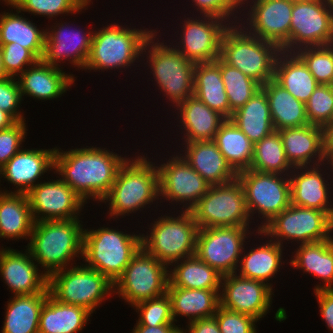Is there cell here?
<instances>
[{"label": "cell", "instance_id": "cell-1", "mask_svg": "<svg viewBox=\"0 0 333 333\" xmlns=\"http://www.w3.org/2000/svg\"><path fill=\"white\" fill-rule=\"evenodd\" d=\"M56 149L54 170L87 204V199L100 201L108 195L119 168L128 158H123L101 147Z\"/></svg>", "mask_w": 333, "mask_h": 333}, {"label": "cell", "instance_id": "cell-2", "mask_svg": "<svg viewBox=\"0 0 333 333\" xmlns=\"http://www.w3.org/2000/svg\"><path fill=\"white\" fill-rule=\"evenodd\" d=\"M79 218L35 222L27 250L48 276L82 258L84 229ZM78 255V256H77Z\"/></svg>", "mask_w": 333, "mask_h": 333}, {"label": "cell", "instance_id": "cell-3", "mask_svg": "<svg viewBox=\"0 0 333 333\" xmlns=\"http://www.w3.org/2000/svg\"><path fill=\"white\" fill-rule=\"evenodd\" d=\"M147 158L145 154L134 160L128 158L119 168L110 192L102 200L109 202L110 217L130 215L159 199V171Z\"/></svg>", "mask_w": 333, "mask_h": 333}, {"label": "cell", "instance_id": "cell-4", "mask_svg": "<svg viewBox=\"0 0 333 333\" xmlns=\"http://www.w3.org/2000/svg\"><path fill=\"white\" fill-rule=\"evenodd\" d=\"M280 52L276 44L248 33L237 23L230 25L223 35L220 59L263 85L274 79Z\"/></svg>", "mask_w": 333, "mask_h": 333}, {"label": "cell", "instance_id": "cell-5", "mask_svg": "<svg viewBox=\"0 0 333 333\" xmlns=\"http://www.w3.org/2000/svg\"><path fill=\"white\" fill-rule=\"evenodd\" d=\"M97 30L93 33L85 70L129 68L143 55L146 41L157 32L147 28H125L117 23Z\"/></svg>", "mask_w": 333, "mask_h": 333}, {"label": "cell", "instance_id": "cell-6", "mask_svg": "<svg viewBox=\"0 0 333 333\" xmlns=\"http://www.w3.org/2000/svg\"><path fill=\"white\" fill-rule=\"evenodd\" d=\"M142 247V235L127 234L103 226L84 230L85 265L106 276L113 284ZM88 263V264H87Z\"/></svg>", "mask_w": 333, "mask_h": 333}, {"label": "cell", "instance_id": "cell-7", "mask_svg": "<svg viewBox=\"0 0 333 333\" xmlns=\"http://www.w3.org/2000/svg\"><path fill=\"white\" fill-rule=\"evenodd\" d=\"M154 32L146 41L143 52L148 53L147 63L152 70L153 78L161 92L174 106L185 102L194 96V68L195 63L189 61L183 54L155 38ZM151 45V46H150ZM148 47V48H147ZM146 50H148L146 52Z\"/></svg>", "mask_w": 333, "mask_h": 333}, {"label": "cell", "instance_id": "cell-8", "mask_svg": "<svg viewBox=\"0 0 333 333\" xmlns=\"http://www.w3.org/2000/svg\"><path fill=\"white\" fill-rule=\"evenodd\" d=\"M182 212L177 217H159L150 234H142V247L167 266L196 253L198 224L190 211Z\"/></svg>", "mask_w": 333, "mask_h": 333}, {"label": "cell", "instance_id": "cell-9", "mask_svg": "<svg viewBox=\"0 0 333 333\" xmlns=\"http://www.w3.org/2000/svg\"><path fill=\"white\" fill-rule=\"evenodd\" d=\"M48 291L61 303L81 306L93 313L106 296L113 294L114 284L97 270L81 264L50 274Z\"/></svg>", "mask_w": 333, "mask_h": 333}, {"label": "cell", "instance_id": "cell-10", "mask_svg": "<svg viewBox=\"0 0 333 333\" xmlns=\"http://www.w3.org/2000/svg\"><path fill=\"white\" fill-rule=\"evenodd\" d=\"M332 231L333 212L291 204L256 233L282 245L285 240L306 244L331 239Z\"/></svg>", "mask_w": 333, "mask_h": 333}, {"label": "cell", "instance_id": "cell-11", "mask_svg": "<svg viewBox=\"0 0 333 333\" xmlns=\"http://www.w3.org/2000/svg\"><path fill=\"white\" fill-rule=\"evenodd\" d=\"M199 229L223 226L250 227L245 194L236 178L224 184L212 185L190 210Z\"/></svg>", "mask_w": 333, "mask_h": 333}, {"label": "cell", "instance_id": "cell-12", "mask_svg": "<svg viewBox=\"0 0 333 333\" xmlns=\"http://www.w3.org/2000/svg\"><path fill=\"white\" fill-rule=\"evenodd\" d=\"M288 178L289 175L282 176V174L251 169L237 173V179L244 190L250 219L258 212L264 220L257 231L291 205L290 179Z\"/></svg>", "mask_w": 333, "mask_h": 333}, {"label": "cell", "instance_id": "cell-13", "mask_svg": "<svg viewBox=\"0 0 333 333\" xmlns=\"http://www.w3.org/2000/svg\"><path fill=\"white\" fill-rule=\"evenodd\" d=\"M168 267L143 247L130 260L114 283L117 293L132 307L145 300L164 295L169 283Z\"/></svg>", "mask_w": 333, "mask_h": 333}, {"label": "cell", "instance_id": "cell-14", "mask_svg": "<svg viewBox=\"0 0 333 333\" xmlns=\"http://www.w3.org/2000/svg\"><path fill=\"white\" fill-rule=\"evenodd\" d=\"M333 44V9L323 0L294 1L290 40L281 51L295 53L304 47Z\"/></svg>", "mask_w": 333, "mask_h": 333}, {"label": "cell", "instance_id": "cell-15", "mask_svg": "<svg viewBox=\"0 0 333 333\" xmlns=\"http://www.w3.org/2000/svg\"><path fill=\"white\" fill-rule=\"evenodd\" d=\"M249 227L221 226L199 229L196 255L222 276L236 273Z\"/></svg>", "mask_w": 333, "mask_h": 333}, {"label": "cell", "instance_id": "cell-16", "mask_svg": "<svg viewBox=\"0 0 333 333\" xmlns=\"http://www.w3.org/2000/svg\"><path fill=\"white\" fill-rule=\"evenodd\" d=\"M167 163L157 166L159 171V196L167 201H176L190 211L207 193L211 186L188 162L182 154L169 158Z\"/></svg>", "mask_w": 333, "mask_h": 333}, {"label": "cell", "instance_id": "cell-17", "mask_svg": "<svg viewBox=\"0 0 333 333\" xmlns=\"http://www.w3.org/2000/svg\"><path fill=\"white\" fill-rule=\"evenodd\" d=\"M246 1V2H245ZM254 3H253V2ZM250 3L246 24H241L248 33L276 44L280 49L290 40L293 0H241V7ZM243 4V5H242ZM253 6H252V5Z\"/></svg>", "mask_w": 333, "mask_h": 333}, {"label": "cell", "instance_id": "cell-18", "mask_svg": "<svg viewBox=\"0 0 333 333\" xmlns=\"http://www.w3.org/2000/svg\"><path fill=\"white\" fill-rule=\"evenodd\" d=\"M26 195L35 222L79 218L85 205L82 198L61 178L37 182Z\"/></svg>", "mask_w": 333, "mask_h": 333}, {"label": "cell", "instance_id": "cell-19", "mask_svg": "<svg viewBox=\"0 0 333 333\" xmlns=\"http://www.w3.org/2000/svg\"><path fill=\"white\" fill-rule=\"evenodd\" d=\"M199 18H185L181 27V40L174 47L195 64L213 62L220 58L221 41L230 26L226 21L212 16H201V20Z\"/></svg>", "mask_w": 333, "mask_h": 333}, {"label": "cell", "instance_id": "cell-20", "mask_svg": "<svg viewBox=\"0 0 333 333\" xmlns=\"http://www.w3.org/2000/svg\"><path fill=\"white\" fill-rule=\"evenodd\" d=\"M221 287L220 306L225 309L251 315L259 320L271 308L274 292L266 283L239 276L236 272L223 276Z\"/></svg>", "mask_w": 333, "mask_h": 333}, {"label": "cell", "instance_id": "cell-21", "mask_svg": "<svg viewBox=\"0 0 333 333\" xmlns=\"http://www.w3.org/2000/svg\"><path fill=\"white\" fill-rule=\"evenodd\" d=\"M65 24V25H64ZM55 23L51 30L46 28L44 51L41 60L52 66L60 67L67 60L74 67L84 69L92 44L93 31L71 29L69 23ZM70 29V30H69ZM50 30V31H49ZM60 63V65L58 64Z\"/></svg>", "mask_w": 333, "mask_h": 333}, {"label": "cell", "instance_id": "cell-22", "mask_svg": "<svg viewBox=\"0 0 333 333\" xmlns=\"http://www.w3.org/2000/svg\"><path fill=\"white\" fill-rule=\"evenodd\" d=\"M40 271L27 249L0 248V273L14 295L49 293L48 275Z\"/></svg>", "mask_w": 333, "mask_h": 333}, {"label": "cell", "instance_id": "cell-23", "mask_svg": "<svg viewBox=\"0 0 333 333\" xmlns=\"http://www.w3.org/2000/svg\"><path fill=\"white\" fill-rule=\"evenodd\" d=\"M56 148L52 149H20L1 169V178L14 186L13 193L27 194L34 186L36 180L44 173L54 169V156ZM50 168V169H49ZM35 183V184H34Z\"/></svg>", "mask_w": 333, "mask_h": 333}, {"label": "cell", "instance_id": "cell-24", "mask_svg": "<svg viewBox=\"0 0 333 333\" xmlns=\"http://www.w3.org/2000/svg\"><path fill=\"white\" fill-rule=\"evenodd\" d=\"M320 165L324 164L294 167L289 173L292 205L333 212L329 182L323 177L326 170L321 173Z\"/></svg>", "mask_w": 333, "mask_h": 333}, {"label": "cell", "instance_id": "cell-25", "mask_svg": "<svg viewBox=\"0 0 333 333\" xmlns=\"http://www.w3.org/2000/svg\"><path fill=\"white\" fill-rule=\"evenodd\" d=\"M28 68L16 78L22 99L24 95L37 100L59 98L76 80L73 74L68 75L61 68L44 63L42 60H38Z\"/></svg>", "mask_w": 333, "mask_h": 333}, {"label": "cell", "instance_id": "cell-26", "mask_svg": "<svg viewBox=\"0 0 333 333\" xmlns=\"http://www.w3.org/2000/svg\"><path fill=\"white\" fill-rule=\"evenodd\" d=\"M278 132L286 158L293 167L325 164L321 127L308 124L280 129Z\"/></svg>", "mask_w": 333, "mask_h": 333}, {"label": "cell", "instance_id": "cell-27", "mask_svg": "<svg viewBox=\"0 0 333 333\" xmlns=\"http://www.w3.org/2000/svg\"><path fill=\"white\" fill-rule=\"evenodd\" d=\"M182 157L211 186L228 183L237 178V173L228 164L214 140L185 142Z\"/></svg>", "mask_w": 333, "mask_h": 333}, {"label": "cell", "instance_id": "cell-28", "mask_svg": "<svg viewBox=\"0 0 333 333\" xmlns=\"http://www.w3.org/2000/svg\"><path fill=\"white\" fill-rule=\"evenodd\" d=\"M176 109L180 110V129L186 131L182 138L185 142L214 140L219 128L227 120L195 96L189 97Z\"/></svg>", "mask_w": 333, "mask_h": 333}, {"label": "cell", "instance_id": "cell-29", "mask_svg": "<svg viewBox=\"0 0 333 333\" xmlns=\"http://www.w3.org/2000/svg\"><path fill=\"white\" fill-rule=\"evenodd\" d=\"M34 224L27 195L0 190V238L28 239Z\"/></svg>", "mask_w": 333, "mask_h": 333}, {"label": "cell", "instance_id": "cell-30", "mask_svg": "<svg viewBox=\"0 0 333 333\" xmlns=\"http://www.w3.org/2000/svg\"><path fill=\"white\" fill-rule=\"evenodd\" d=\"M294 253L289 262L290 266L324 281L323 285H316L314 291L333 289V237L320 242L300 244Z\"/></svg>", "mask_w": 333, "mask_h": 333}, {"label": "cell", "instance_id": "cell-31", "mask_svg": "<svg viewBox=\"0 0 333 333\" xmlns=\"http://www.w3.org/2000/svg\"><path fill=\"white\" fill-rule=\"evenodd\" d=\"M274 80L304 104L319 85L295 53L284 51H281L276 58Z\"/></svg>", "mask_w": 333, "mask_h": 333}, {"label": "cell", "instance_id": "cell-32", "mask_svg": "<svg viewBox=\"0 0 333 333\" xmlns=\"http://www.w3.org/2000/svg\"><path fill=\"white\" fill-rule=\"evenodd\" d=\"M261 89L268 98L271 120L275 131L309 124L306 104L297 100L274 79L263 84Z\"/></svg>", "mask_w": 333, "mask_h": 333}, {"label": "cell", "instance_id": "cell-33", "mask_svg": "<svg viewBox=\"0 0 333 333\" xmlns=\"http://www.w3.org/2000/svg\"><path fill=\"white\" fill-rule=\"evenodd\" d=\"M91 314L84 307L61 303L48 294L40 311L38 332L78 333Z\"/></svg>", "mask_w": 333, "mask_h": 333}, {"label": "cell", "instance_id": "cell-34", "mask_svg": "<svg viewBox=\"0 0 333 333\" xmlns=\"http://www.w3.org/2000/svg\"><path fill=\"white\" fill-rule=\"evenodd\" d=\"M220 291L167 287L174 321L180 315L188 317L189 322L214 316L220 306Z\"/></svg>", "mask_w": 333, "mask_h": 333}, {"label": "cell", "instance_id": "cell-35", "mask_svg": "<svg viewBox=\"0 0 333 333\" xmlns=\"http://www.w3.org/2000/svg\"><path fill=\"white\" fill-rule=\"evenodd\" d=\"M194 96L210 109L230 119V106L220 73V58L195 65Z\"/></svg>", "mask_w": 333, "mask_h": 333}, {"label": "cell", "instance_id": "cell-36", "mask_svg": "<svg viewBox=\"0 0 333 333\" xmlns=\"http://www.w3.org/2000/svg\"><path fill=\"white\" fill-rule=\"evenodd\" d=\"M168 287L221 290L223 276L196 254L171 264ZM177 265V266H176Z\"/></svg>", "mask_w": 333, "mask_h": 333}, {"label": "cell", "instance_id": "cell-37", "mask_svg": "<svg viewBox=\"0 0 333 333\" xmlns=\"http://www.w3.org/2000/svg\"><path fill=\"white\" fill-rule=\"evenodd\" d=\"M12 11V13H11ZM0 14V44L15 43L29 49L39 60H41L46 30H39L35 23L23 17L22 13L16 9Z\"/></svg>", "mask_w": 333, "mask_h": 333}, {"label": "cell", "instance_id": "cell-38", "mask_svg": "<svg viewBox=\"0 0 333 333\" xmlns=\"http://www.w3.org/2000/svg\"><path fill=\"white\" fill-rule=\"evenodd\" d=\"M49 293L14 295L7 303L1 333H39V317Z\"/></svg>", "mask_w": 333, "mask_h": 333}, {"label": "cell", "instance_id": "cell-39", "mask_svg": "<svg viewBox=\"0 0 333 333\" xmlns=\"http://www.w3.org/2000/svg\"><path fill=\"white\" fill-rule=\"evenodd\" d=\"M231 120L255 144L275 131L268 98L261 89L244 106L237 109Z\"/></svg>", "mask_w": 333, "mask_h": 333}, {"label": "cell", "instance_id": "cell-40", "mask_svg": "<svg viewBox=\"0 0 333 333\" xmlns=\"http://www.w3.org/2000/svg\"><path fill=\"white\" fill-rule=\"evenodd\" d=\"M282 249L283 245L269 240L261 246L253 247L247 254L242 252L243 257L241 256L239 262L241 270L237 275L266 282L272 288L271 283L267 281L275 277V274L277 275L283 264Z\"/></svg>", "mask_w": 333, "mask_h": 333}, {"label": "cell", "instance_id": "cell-41", "mask_svg": "<svg viewBox=\"0 0 333 333\" xmlns=\"http://www.w3.org/2000/svg\"><path fill=\"white\" fill-rule=\"evenodd\" d=\"M214 141L236 173L250 169L254 144L231 119L221 125Z\"/></svg>", "mask_w": 333, "mask_h": 333}, {"label": "cell", "instance_id": "cell-42", "mask_svg": "<svg viewBox=\"0 0 333 333\" xmlns=\"http://www.w3.org/2000/svg\"><path fill=\"white\" fill-rule=\"evenodd\" d=\"M251 170L289 175L294 167L287 160L278 131L254 144ZM290 170V171H289ZM288 172V173H287Z\"/></svg>", "mask_w": 333, "mask_h": 333}, {"label": "cell", "instance_id": "cell-43", "mask_svg": "<svg viewBox=\"0 0 333 333\" xmlns=\"http://www.w3.org/2000/svg\"><path fill=\"white\" fill-rule=\"evenodd\" d=\"M220 73L230 106V119L233 113L244 106L258 91L261 84L246 76L240 70L229 66L220 59Z\"/></svg>", "mask_w": 333, "mask_h": 333}, {"label": "cell", "instance_id": "cell-44", "mask_svg": "<svg viewBox=\"0 0 333 333\" xmlns=\"http://www.w3.org/2000/svg\"><path fill=\"white\" fill-rule=\"evenodd\" d=\"M91 0H12L10 7L34 15L55 18L60 14H75L88 8Z\"/></svg>", "mask_w": 333, "mask_h": 333}, {"label": "cell", "instance_id": "cell-45", "mask_svg": "<svg viewBox=\"0 0 333 333\" xmlns=\"http://www.w3.org/2000/svg\"><path fill=\"white\" fill-rule=\"evenodd\" d=\"M295 54L304 62L319 84L333 82V44L303 47Z\"/></svg>", "mask_w": 333, "mask_h": 333}, {"label": "cell", "instance_id": "cell-46", "mask_svg": "<svg viewBox=\"0 0 333 333\" xmlns=\"http://www.w3.org/2000/svg\"><path fill=\"white\" fill-rule=\"evenodd\" d=\"M139 313L136 325L159 326L175 325L172 315L171 300L167 292L150 300L141 301L133 306Z\"/></svg>", "mask_w": 333, "mask_h": 333}, {"label": "cell", "instance_id": "cell-47", "mask_svg": "<svg viewBox=\"0 0 333 333\" xmlns=\"http://www.w3.org/2000/svg\"><path fill=\"white\" fill-rule=\"evenodd\" d=\"M308 123L322 127L333 119V96L328 84H319L306 103Z\"/></svg>", "mask_w": 333, "mask_h": 333}, {"label": "cell", "instance_id": "cell-48", "mask_svg": "<svg viewBox=\"0 0 333 333\" xmlns=\"http://www.w3.org/2000/svg\"><path fill=\"white\" fill-rule=\"evenodd\" d=\"M0 48L7 77H18L27 66L34 65L39 60L29 49L15 43L0 44Z\"/></svg>", "mask_w": 333, "mask_h": 333}, {"label": "cell", "instance_id": "cell-49", "mask_svg": "<svg viewBox=\"0 0 333 333\" xmlns=\"http://www.w3.org/2000/svg\"><path fill=\"white\" fill-rule=\"evenodd\" d=\"M214 316L221 333H257L255 323L258 320L251 315L234 312L219 306Z\"/></svg>", "mask_w": 333, "mask_h": 333}, {"label": "cell", "instance_id": "cell-50", "mask_svg": "<svg viewBox=\"0 0 333 333\" xmlns=\"http://www.w3.org/2000/svg\"><path fill=\"white\" fill-rule=\"evenodd\" d=\"M25 122L17 121L11 127L0 130V169L21 149L27 134Z\"/></svg>", "mask_w": 333, "mask_h": 333}, {"label": "cell", "instance_id": "cell-51", "mask_svg": "<svg viewBox=\"0 0 333 333\" xmlns=\"http://www.w3.org/2000/svg\"><path fill=\"white\" fill-rule=\"evenodd\" d=\"M197 8V11L199 10L200 15L202 16H212L215 18H219L223 21L226 20V22H229V25H233L236 23H239L241 20H244L243 18L239 16V19L237 20V16L234 15V13H239L237 9L241 8V0H192ZM236 11V12H235ZM236 18L235 21H229L230 17ZM240 20V21H239ZM238 21V22H237Z\"/></svg>", "mask_w": 333, "mask_h": 333}, {"label": "cell", "instance_id": "cell-52", "mask_svg": "<svg viewBox=\"0 0 333 333\" xmlns=\"http://www.w3.org/2000/svg\"><path fill=\"white\" fill-rule=\"evenodd\" d=\"M16 80L14 77L0 79V110L9 113L16 121H24V116L19 112L23 99Z\"/></svg>", "mask_w": 333, "mask_h": 333}, {"label": "cell", "instance_id": "cell-53", "mask_svg": "<svg viewBox=\"0 0 333 333\" xmlns=\"http://www.w3.org/2000/svg\"><path fill=\"white\" fill-rule=\"evenodd\" d=\"M320 308V315L328 329L333 332V289H321L314 291Z\"/></svg>", "mask_w": 333, "mask_h": 333}, {"label": "cell", "instance_id": "cell-54", "mask_svg": "<svg viewBox=\"0 0 333 333\" xmlns=\"http://www.w3.org/2000/svg\"><path fill=\"white\" fill-rule=\"evenodd\" d=\"M187 328L182 333H221L215 316L188 322Z\"/></svg>", "mask_w": 333, "mask_h": 333}, {"label": "cell", "instance_id": "cell-55", "mask_svg": "<svg viewBox=\"0 0 333 333\" xmlns=\"http://www.w3.org/2000/svg\"><path fill=\"white\" fill-rule=\"evenodd\" d=\"M131 333H182V329L177 325H159L156 327L135 325Z\"/></svg>", "mask_w": 333, "mask_h": 333}, {"label": "cell", "instance_id": "cell-56", "mask_svg": "<svg viewBox=\"0 0 333 333\" xmlns=\"http://www.w3.org/2000/svg\"><path fill=\"white\" fill-rule=\"evenodd\" d=\"M325 159L333 154V119L321 127Z\"/></svg>", "mask_w": 333, "mask_h": 333}, {"label": "cell", "instance_id": "cell-57", "mask_svg": "<svg viewBox=\"0 0 333 333\" xmlns=\"http://www.w3.org/2000/svg\"><path fill=\"white\" fill-rule=\"evenodd\" d=\"M17 121L7 112L0 110V130L11 127Z\"/></svg>", "mask_w": 333, "mask_h": 333}, {"label": "cell", "instance_id": "cell-58", "mask_svg": "<svg viewBox=\"0 0 333 333\" xmlns=\"http://www.w3.org/2000/svg\"><path fill=\"white\" fill-rule=\"evenodd\" d=\"M5 77H7V76H6L4 68H3V64H2V51H1V48H0V79H3Z\"/></svg>", "mask_w": 333, "mask_h": 333}, {"label": "cell", "instance_id": "cell-59", "mask_svg": "<svg viewBox=\"0 0 333 333\" xmlns=\"http://www.w3.org/2000/svg\"><path fill=\"white\" fill-rule=\"evenodd\" d=\"M328 160V161H327ZM327 162V163H326ZM326 162H325V165H329V167L331 168V169H333V154L332 155H330L327 159H326ZM332 173H333V170L331 171Z\"/></svg>", "mask_w": 333, "mask_h": 333}, {"label": "cell", "instance_id": "cell-60", "mask_svg": "<svg viewBox=\"0 0 333 333\" xmlns=\"http://www.w3.org/2000/svg\"><path fill=\"white\" fill-rule=\"evenodd\" d=\"M331 9H333V0H323Z\"/></svg>", "mask_w": 333, "mask_h": 333}, {"label": "cell", "instance_id": "cell-61", "mask_svg": "<svg viewBox=\"0 0 333 333\" xmlns=\"http://www.w3.org/2000/svg\"><path fill=\"white\" fill-rule=\"evenodd\" d=\"M2 1H4L5 4H7V6L12 5V0H2Z\"/></svg>", "mask_w": 333, "mask_h": 333}, {"label": "cell", "instance_id": "cell-62", "mask_svg": "<svg viewBox=\"0 0 333 333\" xmlns=\"http://www.w3.org/2000/svg\"><path fill=\"white\" fill-rule=\"evenodd\" d=\"M329 86H330V89L332 91V96H333V82Z\"/></svg>", "mask_w": 333, "mask_h": 333}]
</instances>
